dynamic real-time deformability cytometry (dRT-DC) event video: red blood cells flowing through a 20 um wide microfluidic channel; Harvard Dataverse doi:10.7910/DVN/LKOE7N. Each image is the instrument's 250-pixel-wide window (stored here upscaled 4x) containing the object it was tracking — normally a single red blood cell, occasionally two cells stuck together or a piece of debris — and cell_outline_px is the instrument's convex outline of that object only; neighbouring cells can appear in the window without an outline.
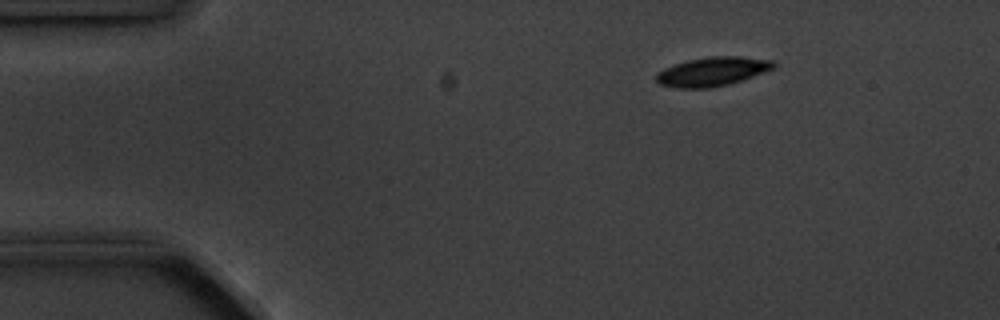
{"species": "common noctule bat (a hibernating species)", "species_latin": "Nyctalus noctula", "temperature_condition": "cold", "stored_images_in_passage": 3, "segment_of_instrument_passage": [2, 2], "camera_frame_rate_fps": 3000, "um_per_image_px": 0.085, "animal": {"sex": "male", "body_mass_g": 20.1, "forearm_length_mm": 53.5}, "frame": {"image": 1, "passage_image": 3, "time_ms": 3.333, "image_size_px": [1000, 320], "cell_outline_px": [[776, 68], [728, 84], [708, 88], [676, 88], [660, 84], [656, 80], [656, 72], [664, 68], [688, 60], [708, 56], [740, 56], [772, 60], [776, 64]], "centroid_in_image_um": [60.55, 6.07], "position_along_channel_um": 24.5, "area_um2": 19.77}}